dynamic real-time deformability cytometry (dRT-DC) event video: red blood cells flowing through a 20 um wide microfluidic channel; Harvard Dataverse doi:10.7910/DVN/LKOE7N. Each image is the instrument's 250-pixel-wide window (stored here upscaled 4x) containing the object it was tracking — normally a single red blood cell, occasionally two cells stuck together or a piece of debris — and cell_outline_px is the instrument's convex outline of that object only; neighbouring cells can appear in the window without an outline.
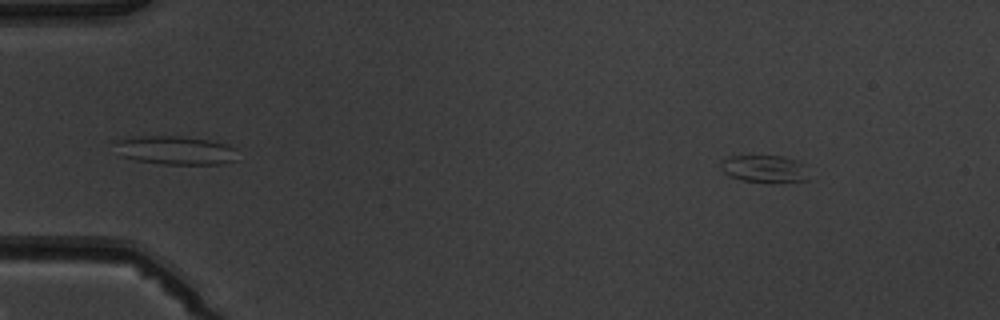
{"species": "common noctule bat (a hibernating species)", "species_latin": "Nyctalus noctula", "temperature_condition": "warm", "stored_images_in_passage": 6, "camera_frame_rate_fps": 3000, "um_per_image_px": 0.085, "animal": {"sex": "male", "body_mass_g": 19.5, "forearm_length_mm": 54.6}, "frame": {"image": 1, "passage_image": 1, "time_ms": 0.0, "image_size_px": [1000, 320], "cell_outline_px": [[808, 180], [740, 180], [728, 176], [720, 168], [720, 164], [728, 156], [780, 156], [796, 160], [804, 164]], "centroid_in_image_um": [64.91, 14.3], "position_along_channel_um": 20.1, "area_um2": 13.35}}
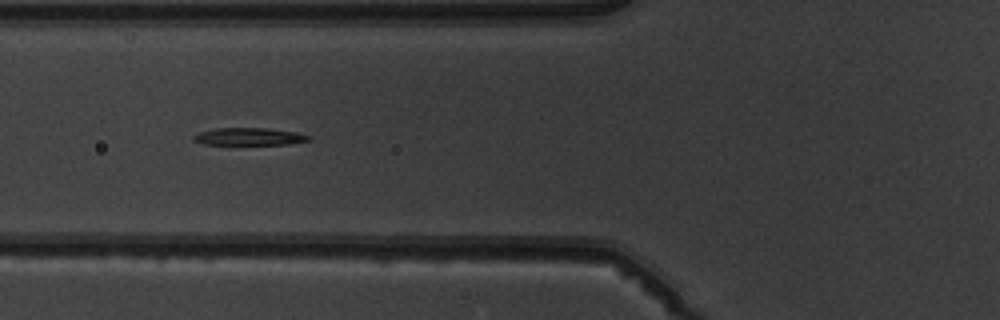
{"frame": {"image": 2, "passage_image": 5, "time_ms": 4.667, "image_size_px": [1000, 320], "cell_outline_px": [[312, 140], [288, 144], [204, 144], [192, 140], [192, 136], [200, 132], [216, 128], [264, 128], [296, 132], [312, 136]], "centroid_in_image_um": [21.2, 11.61], "position_along_channel_um": 104.6, "area_um2": 11.62}}
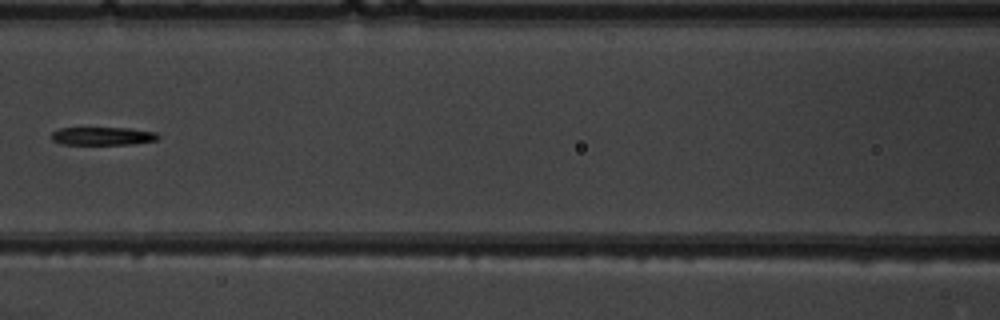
{"frame": {"image": 3, "passage_image": 6, "time_ms": 6.0, "image_size_px": [1000, 320], "cell_outline_px": [[160, 136], [156, 140], [132, 144], [64, 144], [52, 140], [52, 132], [60, 128], [128, 128], [156, 132]], "centroid_in_image_um": [8.75, 11.56], "position_along_channel_um": 157.9, "area_um2": 11.1}}